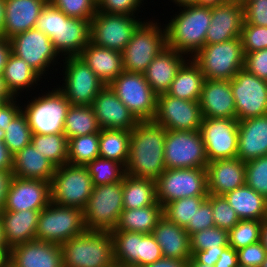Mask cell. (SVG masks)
<instances>
[{
  "label": "cell",
  "mask_w": 267,
  "mask_h": 267,
  "mask_svg": "<svg viewBox=\"0 0 267 267\" xmlns=\"http://www.w3.org/2000/svg\"><path fill=\"white\" fill-rule=\"evenodd\" d=\"M166 129L151 121H139L131 130L126 174L156 180L165 170Z\"/></svg>",
  "instance_id": "1"
},
{
  "label": "cell",
  "mask_w": 267,
  "mask_h": 267,
  "mask_svg": "<svg viewBox=\"0 0 267 267\" xmlns=\"http://www.w3.org/2000/svg\"><path fill=\"white\" fill-rule=\"evenodd\" d=\"M35 28L45 33L59 55L79 56L90 42V21L68 17L49 1L38 16Z\"/></svg>",
  "instance_id": "2"
},
{
  "label": "cell",
  "mask_w": 267,
  "mask_h": 267,
  "mask_svg": "<svg viewBox=\"0 0 267 267\" xmlns=\"http://www.w3.org/2000/svg\"><path fill=\"white\" fill-rule=\"evenodd\" d=\"M179 8L180 13L171 16L165 24L167 47L192 58L205 45L211 6L193 4Z\"/></svg>",
  "instance_id": "3"
},
{
  "label": "cell",
  "mask_w": 267,
  "mask_h": 267,
  "mask_svg": "<svg viewBox=\"0 0 267 267\" xmlns=\"http://www.w3.org/2000/svg\"><path fill=\"white\" fill-rule=\"evenodd\" d=\"M63 267H114L110 231L85 230L61 245Z\"/></svg>",
  "instance_id": "4"
},
{
  "label": "cell",
  "mask_w": 267,
  "mask_h": 267,
  "mask_svg": "<svg viewBox=\"0 0 267 267\" xmlns=\"http://www.w3.org/2000/svg\"><path fill=\"white\" fill-rule=\"evenodd\" d=\"M147 21L137 27L122 52L124 71L144 73L154 58L167 47L165 26L153 19Z\"/></svg>",
  "instance_id": "5"
},
{
  "label": "cell",
  "mask_w": 267,
  "mask_h": 267,
  "mask_svg": "<svg viewBox=\"0 0 267 267\" xmlns=\"http://www.w3.org/2000/svg\"><path fill=\"white\" fill-rule=\"evenodd\" d=\"M192 60L200 67L205 79L231 80L244 67L241 39L204 45Z\"/></svg>",
  "instance_id": "6"
},
{
  "label": "cell",
  "mask_w": 267,
  "mask_h": 267,
  "mask_svg": "<svg viewBox=\"0 0 267 267\" xmlns=\"http://www.w3.org/2000/svg\"><path fill=\"white\" fill-rule=\"evenodd\" d=\"M123 208L122 181L94 186L82 209L86 230H114Z\"/></svg>",
  "instance_id": "7"
},
{
  "label": "cell",
  "mask_w": 267,
  "mask_h": 267,
  "mask_svg": "<svg viewBox=\"0 0 267 267\" xmlns=\"http://www.w3.org/2000/svg\"><path fill=\"white\" fill-rule=\"evenodd\" d=\"M85 230L82 209L50 201L40 211L36 240L62 245Z\"/></svg>",
  "instance_id": "8"
},
{
  "label": "cell",
  "mask_w": 267,
  "mask_h": 267,
  "mask_svg": "<svg viewBox=\"0 0 267 267\" xmlns=\"http://www.w3.org/2000/svg\"><path fill=\"white\" fill-rule=\"evenodd\" d=\"M33 98L22 108L32 134L63 133L66 113L70 106L66 97L55 87Z\"/></svg>",
  "instance_id": "9"
},
{
  "label": "cell",
  "mask_w": 267,
  "mask_h": 267,
  "mask_svg": "<svg viewBox=\"0 0 267 267\" xmlns=\"http://www.w3.org/2000/svg\"><path fill=\"white\" fill-rule=\"evenodd\" d=\"M87 166L66 163L56 168L50 183L51 202L83 209L93 191Z\"/></svg>",
  "instance_id": "10"
},
{
  "label": "cell",
  "mask_w": 267,
  "mask_h": 267,
  "mask_svg": "<svg viewBox=\"0 0 267 267\" xmlns=\"http://www.w3.org/2000/svg\"><path fill=\"white\" fill-rule=\"evenodd\" d=\"M109 87L138 121L154 119L157 95L145 79L144 73L123 71Z\"/></svg>",
  "instance_id": "11"
},
{
  "label": "cell",
  "mask_w": 267,
  "mask_h": 267,
  "mask_svg": "<svg viewBox=\"0 0 267 267\" xmlns=\"http://www.w3.org/2000/svg\"><path fill=\"white\" fill-rule=\"evenodd\" d=\"M155 183L157 202L162 207L180 198L208 196L206 168L166 169Z\"/></svg>",
  "instance_id": "12"
},
{
  "label": "cell",
  "mask_w": 267,
  "mask_h": 267,
  "mask_svg": "<svg viewBox=\"0 0 267 267\" xmlns=\"http://www.w3.org/2000/svg\"><path fill=\"white\" fill-rule=\"evenodd\" d=\"M65 61V62H64ZM63 84L57 88L70 105H92L99 92L106 86L79 57L63 59Z\"/></svg>",
  "instance_id": "13"
},
{
  "label": "cell",
  "mask_w": 267,
  "mask_h": 267,
  "mask_svg": "<svg viewBox=\"0 0 267 267\" xmlns=\"http://www.w3.org/2000/svg\"><path fill=\"white\" fill-rule=\"evenodd\" d=\"M164 162L166 169L206 168L209 161L200 131L166 130Z\"/></svg>",
  "instance_id": "14"
},
{
  "label": "cell",
  "mask_w": 267,
  "mask_h": 267,
  "mask_svg": "<svg viewBox=\"0 0 267 267\" xmlns=\"http://www.w3.org/2000/svg\"><path fill=\"white\" fill-rule=\"evenodd\" d=\"M134 15L109 14L97 11L90 20V42L95 46L123 52L142 23Z\"/></svg>",
  "instance_id": "15"
},
{
  "label": "cell",
  "mask_w": 267,
  "mask_h": 267,
  "mask_svg": "<svg viewBox=\"0 0 267 267\" xmlns=\"http://www.w3.org/2000/svg\"><path fill=\"white\" fill-rule=\"evenodd\" d=\"M9 40L11 52L25 60L41 77H46L48 74L46 71L51 69V65L60 64L58 62L60 55L54 48L52 41L37 28L17 34Z\"/></svg>",
  "instance_id": "16"
},
{
  "label": "cell",
  "mask_w": 267,
  "mask_h": 267,
  "mask_svg": "<svg viewBox=\"0 0 267 267\" xmlns=\"http://www.w3.org/2000/svg\"><path fill=\"white\" fill-rule=\"evenodd\" d=\"M230 86L238 121L267 114V81L243 68L230 80Z\"/></svg>",
  "instance_id": "17"
},
{
  "label": "cell",
  "mask_w": 267,
  "mask_h": 267,
  "mask_svg": "<svg viewBox=\"0 0 267 267\" xmlns=\"http://www.w3.org/2000/svg\"><path fill=\"white\" fill-rule=\"evenodd\" d=\"M203 116L199 101L175 98L167 93L157 96L156 113L153 121L166 130H200Z\"/></svg>",
  "instance_id": "18"
},
{
  "label": "cell",
  "mask_w": 267,
  "mask_h": 267,
  "mask_svg": "<svg viewBox=\"0 0 267 267\" xmlns=\"http://www.w3.org/2000/svg\"><path fill=\"white\" fill-rule=\"evenodd\" d=\"M238 124L236 118H203L199 131L209 162L237 157Z\"/></svg>",
  "instance_id": "19"
},
{
  "label": "cell",
  "mask_w": 267,
  "mask_h": 267,
  "mask_svg": "<svg viewBox=\"0 0 267 267\" xmlns=\"http://www.w3.org/2000/svg\"><path fill=\"white\" fill-rule=\"evenodd\" d=\"M51 201L50 182L12 176L2 210L41 211Z\"/></svg>",
  "instance_id": "20"
},
{
  "label": "cell",
  "mask_w": 267,
  "mask_h": 267,
  "mask_svg": "<svg viewBox=\"0 0 267 267\" xmlns=\"http://www.w3.org/2000/svg\"><path fill=\"white\" fill-rule=\"evenodd\" d=\"M244 23V7L238 0L211 6V21L205 45L240 38Z\"/></svg>",
  "instance_id": "21"
},
{
  "label": "cell",
  "mask_w": 267,
  "mask_h": 267,
  "mask_svg": "<svg viewBox=\"0 0 267 267\" xmlns=\"http://www.w3.org/2000/svg\"><path fill=\"white\" fill-rule=\"evenodd\" d=\"M91 106L101 129L131 131L139 122L109 85L99 92Z\"/></svg>",
  "instance_id": "22"
},
{
  "label": "cell",
  "mask_w": 267,
  "mask_h": 267,
  "mask_svg": "<svg viewBox=\"0 0 267 267\" xmlns=\"http://www.w3.org/2000/svg\"><path fill=\"white\" fill-rule=\"evenodd\" d=\"M207 190L210 195H225L245 185V162L239 158L218 159L206 165Z\"/></svg>",
  "instance_id": "23"
},
{
  "label": "cell",
  "mask_w": 267,
  "mask_h": 267,
  "mask_svg": "<svg viewBox=\"0 0 267 267\" xmlns=\"http://www.w3.org/2000/svg\"><path fill=\"white\" fill-rule=\"evenodd\" d=\"M10 267H63L61 245L39 240L16 245Z\"/></svg>",
  "instance_id": "24"
},
{
  "label": "cell",
  "mask_w": 267,
  "mask_h": 267,
  "mask_svg": "<svg viewBox=\"0 0 267 267\" xmlns=\"http://www.w3.org/2000/svg\"><path fill=\"white\" fill-rule=\"evenodd\" d=\"M199 103L203 118H236L230 80L205 79Z\"/></svg>",
  "instance_id": "25"
},
{
  "label": "cell",
  "mask_w": 267,
  "mask_h": 267,
  "mask_svg": "<svg viewBox=\"0 0 267 267\" xmlns=\"http://www.w3.org/2000/svg\"><path fill=\"white\" fill-rule=\"evenodd\" d=\"M185 55L166 47L149 64L144 76L157 96L168 92L178 70L188 60Z\"/></svg>",
  "instance_id": "26"
},
{
  "label": "cell",
  "mask_w": 267,
  "mask_h": 267,
  "mask_svg": "<svg viewBox=\"0 0 267 267\" xmlns=\"http://www.w3.org/2000/svg\"><path fill=\"white\" fill-rule=\"evenodd\" d=\"M267 155V114L240 120L237 158L244 162Z\"/></svg>",
  "instance_id": "27"
},
{
  "label": "cell",
  "mask_w": 267,
  "mask_h": 267,
  "mask_svg": "<svg viewBox=\"0 0 267 267\" xmlns=\"http://www.w3.org/2000/svg\"><path fill=\"white\" fill-rule=\"evenodd\" d=\"M48 0H6L3 38L35 28L38 16Z\"/></svg>",
  "instance_id": "28"
},
{
  "label": "cell",
  "mask_w": 267,
  "mask_h": 267,
  "mask_svg": "<svg viewBox=\"0 0 267 267\" xmlns=\"http://www.w3.org/2000/svg\"><path fill=\"white\" fill-rule=\"evenodd\" d=\"M38 210H1L0 221L6 245L12 247L36 240Z\"/></svg>",
  "instance_id": "29"
},
{
  "label": "cell",
  "mask_w": 267,
  "mask_h": 267,
  "mask_svg": "<svg viewBox=\"0 0 267 267\" xmlns=\"http://www.w3.org/2000/svg\"><path fill=\"white\" fill-rule=\"evenodd\" d=\"M152 235L160 246L163 257L186 261L192 257L190 235L183 227L169 221L164 215L157 221Z\"/></svg>",
  "instance_id": "30"
},
{
  "label": "cell",
  "mask_w": 267,
  "mask_h": 267,
  "mask_svg": "<svg viewBox=\"0 0 267 267\" xmlns=\"http://www.w3.org/2000/svg\"><path fill=\"white\" fill-rule=\"evenodd\" d=\"M79 57L106 85L124 71L121 52L95 46L91 42L84 47Z\"/></svg>",
  "instance_id": "31"
},
{
  "label": "cell",
  "mask_w": 267,
  "mask_h": 267,
  "mask_svg": "<svg viewBox=\"0 0 267 267\" xmlns=\"http://www.w3.org/2000/svg\"><path fill=\"white\" fill-rule=\"evenodd\" d=\"M56 168L30 143L13 155L11 172L15 177L49 181L51 183Z\"/></svg>",
  "instance_id": "32"
},
{
  "label": "cell",
  "mask_w": 267,
  "mask_h": 267,
  "mask_svg": "<svg viewBox=\"0 0 267 267\" xmlns=\"http://www.w3.org/2000/svg\"><path fill=\"white\" fill-rule=\"evenodd\" d=\"M240 220L262 221L267 218V199L248 185L223 195Z\"/></svg>",
  "instance_id": "33"
},
{
  "label": "cell",
  "mask_w": 267,
  "mask_h": 267,
  "mask_svg": "<svg viewBox=\"0 0 267 267\" xmlns=\"http://www.w3.org/2000/svg\"><path fill=\"white\" fill-rule=\"evenodd\" d=\"M2 77L8 91L16 98L25 90L26 92L30 89L34 90L39 85L38 82L43 78L25 60L12 52L7 59ZM33 86L34 88H32Z\"/></svg>",
  "instance_id": "34"
},
{
  "label": "cell",
  "mask_w": 267,
  "mask_h": 267,
  "mask_svg": "<svg viewBox=\"0 0 267 267\" xmlns=\"http://www.w3.org/2000/svg\"><path fill=\"white\" fill-rule=\"evenodd\" d=\"M204 81L200 67L189 58L178 70L167 94L188 101H199Z\"/></svg>",
  "instance_id": "35"
},
{
  "label": "cell",
  "mask_w": 267,
  "mask_h": 267,
  "mask_svg": "<svg viewBox=\"0 0 267 267\" xmlns=\"http://www.w3.org/2000/svg\"><path fill=\"white\" fill-rule=\"evenodd\" d=\"M162 216L163 207L158 202L147 207L124 209L114 230L152 234L157 221Z\"/></svg>",
  "instance_id": "36"
},
{
  "label": "cell",
  "mask_w": 267,
  "mask_h": 267,
  "mask_svg": "<svg viewBox=\"0 0 267 267\" xmlns=\"http://www.w3.org/2000/svg\"><path fill=\"white\" fill-rule=\"evenodd\" d=\"M123 208L137 209L154 205L156 198L155 180L125 174L122 180Z\"/></svg>",
  "instance_id": "37"
},
{
  "label": "cell",
  "mask_w": 267,
  "mask_h": 267,
  "mask_svg": "<svg viewBox=\"0 0 267 267\" xmlns=\"http://www.w3.org/2000/svg\"><path fill=\"white\" fill-rule=\"evenodd\" d=\"M100 130L91 105H70L68 107L63 131L68 139L97 133Z\"/></svg>",
  "instance_id": "38"
},
{
  "label": "cell",
  "mask_w": 267,
  "mask_h": 267,
  "mask_svg": "<svg viewBox=\"0 0 267 267\" xmlns=\"http://www.w3.org/2000/svg\"><path fill=\"white\" fill-rule=\"evenodd\" d=\"M130 138L131 131L128 130L101 129L99 132V157L126 166Z\"/></svg>",
  "instance_id": "39"
},
{
  "label": "cell",
  "mask_w": 267,
  "mask_h": 267,
  "mask_svg": "<svg viewBox=\"0 0 267 267\" xmlns=\"http://www.w3.org/2000/svg\"><path fill=\"white\" fill-rule=\"evenodd\" d=\"M31 143L36 151H39L56 167L67 163L68 138L64 133L32 134Z\"/></svg>",
  "instance_id": "40"
},
{
  "label": "cell",
  "mask_w": 267,
  "mask_h": 267,
  "mask_svg": "<svg viewBox=\"0 0 267 267\" xmlns=\"http://www.w3.org/2000/svg\"><path fill=\"white\" fill-rule=\"evenodd\" d=\"M114 260L118 267H138L139 233L111 230Z\"/></svg>",
  "instance_id": "41"
},
{
  "label": "cell",
  "mask_w": 267,
  "mask_h": 267,
  "mask_svg": "<svg viewBox=\"0 0 267 267\" xmlns=\"http://www.w3.org/2000/svg\"><path fill=\"white\" fill-rule=\"evenodd\" d=\"M99 157V132L68 139L67 163L87 166Z\"/></svg>",
  "instance_id": "42"
},
{
  "label": "cell",
  "mask_w": 267,
  "mask_h": 267,
  "mask_svg": "<svg viewBox=\"0 0 267 267\" xmlns=\"http://www.w3.org/2000/svg\"><path fill=\"white\" fill-rule=\"evenodd\" d=\"M208 196H194L176 199L163 207V215L171 222L185 228L193 223L195 212Z\"/></svg>",
  "instance_id": "43"
},
{
  "label": "cell",
  "mask_w": 267,
  "mask_h": 267,
  "mask_svg": "<svg viewBox=\"0 0 267 267\" xmlns=\"http://www.w3.org/2000/svg\"><path fill=\"white\" fill-rule=\"evenodd\" d=\"M93 186L114 184L122 181L126 171L119 162L98 157L87 165Z\"/></svg>",
  "instance_id": "44"
},
{
  "label": "cell",
  "mask_w": 267,
  "mask_h": 267,
  "mask_svg": "<svg viewBox=\"0 0 267 267\" xmlns=\"http://www.w3.org/2000/svg\"><path fill=\"white\" fill-rule=\"evenodd\" d=\"M4 132L3 142L12 155L31 143L32 132L23 111L9 123Z\"/></svg>",
  "instance_id": "45"
},
{
  "label": "cell",
  "mask_w": 267,
  "mask_h": 267,
  "mask_svg": "<svg viewBox=\"0 0 267 267\" xmlns=\"http://www.w3.org/2000/svg\"><path fill=\"white\" fill-rule=\"evenodd\" d=\"M229 246L228 231L219 227H211L190 235V249L193 254L201 250H218Z\"/></svg>",
  "instance_id": "46"
},
{
  "label": "cell",
  "mask_w": 267,
  "mask_h": 267,
  "mask_svg": "<svg viewBox=\"0 0 267 267\" xmlns=\"http://www.w3.org/2000/svg\"><path fill=\"white\" fill-rule=\"evenodd\" d=\"M262 221L240 220L228 231L229 246L238 250L250 244L260 241Z\"/></svg>",
  "instance_id": "47"
},
{
  "label": "cell",
  "mask_w": 267,
  "mask_h": 267,
  "mask_svg": "<svg viewBox=\"0 0 267 267\" xmlns=\"http://www.w3.org/2000/svg\"><path fill=\"white\" fill-rule=\"evenodd\" d=\"M245 184L267 199V155L245 162Z\"/></svg>",
  "instance_id": "48"
},
{
  "label": "cell",
  "mask_w": 267,
  "mask_h": 267,
  "mask_svg": "<svg viewBox=\"0 0 267 267\" xmlns=\"http://www.w3.org/2000/svg\"><path fill=\"white\" fill-rule=\"evenodd\" d=\"M65 15L72 18L90 21L98 11L95 0H48Z\"/></svg>",
  "instance_id": "49"
},
{
  "label": "cell",
  "mask_w": 267,
  "mask_h": 267,
  "mask_svg": "<svg viewBox=\"0 0 267 267\" xmlns=\"http://www.w3.org/2000/svg\"><path fill=\"white\" fill-rule=\"evenodd\" d=\"M212 212L214 225L227 231L231 230L240 221L235 210L221 195H212Z\"/></svg>",
  "instance_id": "50"
},
{
  "label": "cell",
  "mask_w": 267,
  "mask_h": 267,
  "mask_svg": "<svg viewBox=\"0 0 267 267\" xmlns=\"http://www.w3.org/2000/svg\"><path fill=\"white\" fill-rule=\"evenodd\" d=\"M243 53H250L267 48V27L243 24L241 31Z\"/></svg>",
  "instance_id": "51"
},
{
  "label": "cell",
  "mask_w": 267,
  "mask_h": 267,
  "mask_svg": "<svg viewBox=\"0 0 267 267\" xmlns=\"http://www.w3.org/2000/svg\"><path fill=\"white\" fill-rule=\"evenodd\" d=\"M163 257L162 251L152 234L139 233L138 267L154 263Z\"/></svg>",
  "instance_id": "52"
},
{
  "label": "cell",
  "mask_w": 267,
  "mask_h": 267,
  "mask_svg": "<svg viewBox=\"0 0 267 267\" xmlns=\"http://www.w3.org/2000/svg\"><path fill=\"white\" fill-rule=\"evenodd\" d=\"M213 212H212V195L208 194L207 199L201 204L195 212L193 223H188L184 228L189 235L214 227Z\"/></svg>",
  "instance_id": "53"
},
{
  "label": "cell",
  "mask_w": 267,
  "mask_h": 267,
  "mask_svg": "<svg viewBox=\"0 0 267 267\" xmlns=\"http://www.w3.org/2000/svg\"><path fill=\"white\" fill-rule=\"evenodd\" d=\"M144 0H101L98 3V11L109 14L134 15L139 10ZM138 11V13H136Z\"/></svg>",
  "instance_id": "54"
},
{
  "label": "cell",
  "mask_w": 267,
  "mask_h": 267,
  "mask_svg": "<svg viewBox=\"0 0 267 267\" xmlns=\"http://www.w3.org/2000/svg\"><path fill=\"white\" fill-rule=\"evenodd\" d=\"M238 264L243 267H261L267 252L261 241L237 250Z\"/></svg>",
  "instance_id": "55"
},
{
  "label": "cell",
  "mask_w": 267,
  "mask_h": 267,
  "mask_svg": "<svg viewBox=\"0 0 267 267\" xmlns=\"http://www.w3.org/2000/svg\"><path fill=\"white\" fill-rule=\"evenodd\" d=\"M250 74L267 81V48L244 54V67Z\"/></svg>",
  "instance_id": "56"
},
{
  "label": "cell",
  "mask_w": 267,
  "mask_h": 267,
  "mask_svg": "<svg viewBox=\"0 0 267 267\" xmlns=\"http://www.w3.org/2000/svg\"><path fill=\"white\" fill-rule=\"evenodd\" d=\"M244 23L267 27V0H252L244 6Z\"/></svg>",
  "instance_id": "57"
},
{
  "label": "cell",
  "mask_w": 267,
  "mask_h": 267,
  "mask_svg": "<svg viewBox=\"0 0 267 267\" xmlns=\"http://www.w3.org/2000/svg\"><path fill=\"white\" fill-rule=\"evenodd\" d=\"M16 100V97H14L0 106V129L4 131L9 123L22 111L23 105L19 104Z\"/></svg>",
  "instance_id": "58"
},
{
  "label": "cell",
  "mask_w": 267,
  "mask_h": 267,
  "mask_svg": "<svg viewBox=\"0 0 267 267\" xmlns=\"http://www.w3.org/2000/svg\"><path fill=\"white\" fill-rule=\"evenodd\" d=\"M226 247H220L218 250H201L196 251L192 254V257L198 263H204L209 266H214L219 260L220 254Z\"/></svg>",
  "instance_id": "59"
},
{
  "label": "cell",
  "mask_w": 267,
  "mask_h": 267,
  "mask_svg": "<svg viewBox=\"0 0 267 267\" xmlns=\"http://www.w3.org/2000/svg\"><path fill=\"white\" fill-rule=\"evenodd\" d=\"M238 265L237 250L227 246L220 254L214 267H237Z\"/></svg>",
  "instance_id": "60"
},
{
  "label": "cell",
  "mask_w": 267,
  "mask_h": 267,
  "mask_svg": "<svg viewBox=\"0 0 267 267\" xmlns=\"http://www.w3.org/2000/svg\"><path fill=\"white\" fill-rule=\"evenodd\" d=\"M13 155L3 141H0V170L12 171Z\"/></svg>",
  "instance_id": "61"
},
{
  "label": "cell",
  "mask_w": 267,
  "mask_h": 267,
  "mask_svg": "<svg viewBox=\"0 0 267 267\" xmlns=\"http://www.w3.org/2000/svg\"><path fill=\"white\" fill-rule=\"evenodd\" d=\"M12 176V172L0 170V212L4 206L8 186Z\"/></svg>",
  "instance_id": "62"
},
{
  "label": "cell",
  "mask_w": 267,
  "mask_h": 267,
  "mask_svg": "<svg viewBox=\"0 0 267 267\" xmlns=\"http://www.w3.org/2000/svg\"><path fill=\"white\" fill-rule=\"evenodd\" d=\"M188 261L174 258L162 257L154 263L144 265L142 267H187Z\"/></svg>",
  "instance_id": "63"
},
{
  "label": "cell",
  "mask_w": 267,
  "mask_h": 267,
  "mask_svg": "<svg viewBox=\"0 0 267 267\" xmlns=\"http://www.w3.org/2000/svg\"><path fill=\"white\" fill-rule=\"evenodd\" d=\"M11 53V43L9 39L0 37V75L3 74L7 59Z\"/></svg>",
  "instance_id": "64"
},
{
  "label": "cell",
  "mask_w": 267,
  "mask_h": 267,
  "mask_svg": "<svg viewBox=\"0 0 267 267\" xmlns=\"http://www.w3.org/2000/svg\"><path fill=\"white\" fill-rule=\"evenodd\" d=\"M11 249L8 246H0V267H10Z\"/></svg>",
  "instance_id": "65"
},
{
  "label": "cell",
  "mask_w": 267,
  "mask_h": 267,
  "mask_svg": "<svg viewBox=\"0 0 267 267\" xmlns=\"http://www.w3.org/2000/svg\"><path fill=\"white\" fill-rule=\"evenodd\" d=\"M13 98L14 97L11 95V93L6 88L5 81H4L3 77H2V75H0V99L3 102H6V101H9V100H11Z\"/></svg>",
  "instance_id": "66"
},
{
  "label": "cell",
  "mask_w": 267,
  "mask_h": 267,
  "mask_svg": "<svg viewBox=\"0 0 267 267\" xmlns=\"http://www.w3.org/2000/svg\"><path fill=\"white\" fill-rule=\"evenodd\" d=\"M5 12H6V0H0V37L3 36Z\"/></svg>",
  "instance_id": "67"
},
{
  "label": "cell",
  "mask_w": 267,
  "mask_h": 267,
  "mask_svg": "<svg viewBox=\"0 0 267 267\" xmlns=\"http://www.w3.org/2000/svg\"><path fill=\"white\" fill-rule=\"evenodd\" d=\"M260 241L267 252V218L262 220Z\"/></svg>",
  "instance_id": "68"
},
{
  "label": "cell",
  "mask_w": 267,
  "mask_h": 267,
  "mask_svg": "<svg viewBox=\"0 0 267 267\" xmlns=\"http://www.w3.org/2000/svg\"><path fill=\"white\" fill-rule=\"evenodd\" d=\"M229 0H197V5L213 6L225 3Z\"/></svg>",
  "instance_id": "69"
},
{
  "label": "cell",
  "mask_w": 267,
  "mask_h": 267,
  "mask_svg": "<svg viewBox=\"0 0 267 267\" xmlns=\"http://www.w3.org/2000/svg\"><path fill=\"white\" fill-rule=\"evenodd\" d=\"M170 1L173 2L178 7L197 4V0H170Z\"/></svg>",
  "instance_id": "70"
},
{
  "label": "cell",
  "mask_w": 267,
  "mask_h": 267,
  "mask_svg": "<svg viewBox=\"0 0 267 267\" xmlns=\"http://www.w3.org/2000/svg\"><path fill=\"white\" fill-rule=\"evenodd\" d=\"M187 267H214L204 263H198L193 257L188 260Z\"/></svg>",
  "instance_id": "71"
},
{
  "label": "cell",
  "mask_w": 267,
  "mask_h": 267,
  "mask_svg": "<svg viewBox=\"0 0 267 267\" xmlns=\"http://www.w3.org/2000/svg\"><path fill=\"white\" fill-rule=\"evenodd\" d=\"M0 246H7L5 243V238H4V234H3V230H2L1 221H0Z\"/></svg>",
  "instance_id": "72"
},
{
  "label": "cell",
  "mask_w": 267,
  "mask_h": 267,
  "mask_svg": "<svg viewBox=\"0 0 267 267\" xmlns=\"http://www.w3.org/2000/svg\"><path fill=\"white\" fill-rule=\"evenodd\" d=\"M4 135H5L4 130L0 129V141L4 140Z\"/></svg>",
  "instance_id": "73"
},
{
  "label": "cell",
  "mask_w": 267,
  "mask_h": 267,
  "mask_svg": "<svg viewBox=\"0 0 267 267\" xmlns=\"http://www.w3.org/2000/svg\"><path fill=\"white\" fill-rule=\"evenodd\" d=\"M261 267H267V256L265 257V260L262 262Z\"/></svg>",
  "instance_id": "74"
},
{
  "label": "cell",
  "mask_w": 267,
  "mask_h": 267,
  "mask_svg": "<svg viewBox=\"0 0 267 267\" xmlns=\"http://www.w3.org/2000/svg\"><path fill=\"white\" fill-rule=\"evenodd\" d=\"M243 6L249 2V1H252V0H238Z\"/></svg>",
  "instance_id": "75"
}]
</instances>
